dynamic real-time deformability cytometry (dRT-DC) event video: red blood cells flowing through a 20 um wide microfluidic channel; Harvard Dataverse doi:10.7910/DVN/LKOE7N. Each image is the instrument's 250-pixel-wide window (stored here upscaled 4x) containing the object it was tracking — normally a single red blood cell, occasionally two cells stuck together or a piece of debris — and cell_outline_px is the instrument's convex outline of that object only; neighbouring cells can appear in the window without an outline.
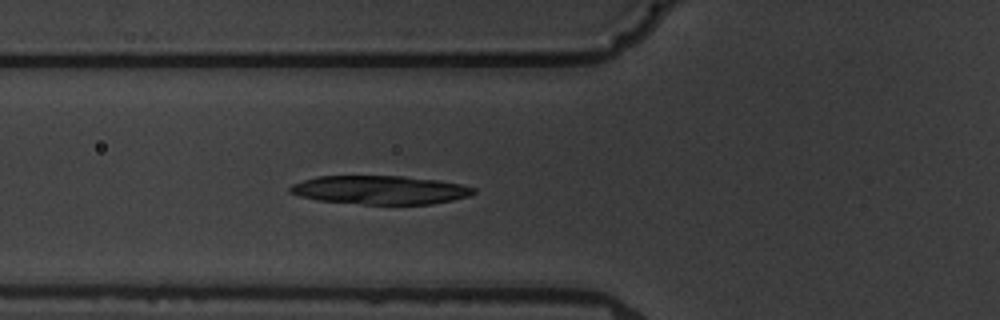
{"species": "common noctule bat (a hibernating species)", "species_latin": "Nyctalus noctula", "temperature_condition": "warm", "stored_images_in_passage": 2, "camera_frame_rate_fps": 3000, "um_per_image_px": 0.085, "animal": {"sex": "male", "body_mass_g": 19.5, "forearm_length_mm": 54.6}, "frame": {"image": 1, "passage_image": 2, "time_ms": 1.0, "image_size_px": [1000, 320], "cell_outline_px": [[476, 192], [468, 196], [452, 200], [432, 204], [364, 204], [320, 200], [300, 196], [288, 192], [288, 188], [292, 184], [316, 176], [404, 176], [436, 180], [460, 184], [476, 188]], "centroid_in_image_um": [32.3, 16.14], "position_along_channel_um": 93.5, "area_um2": 30.46}}